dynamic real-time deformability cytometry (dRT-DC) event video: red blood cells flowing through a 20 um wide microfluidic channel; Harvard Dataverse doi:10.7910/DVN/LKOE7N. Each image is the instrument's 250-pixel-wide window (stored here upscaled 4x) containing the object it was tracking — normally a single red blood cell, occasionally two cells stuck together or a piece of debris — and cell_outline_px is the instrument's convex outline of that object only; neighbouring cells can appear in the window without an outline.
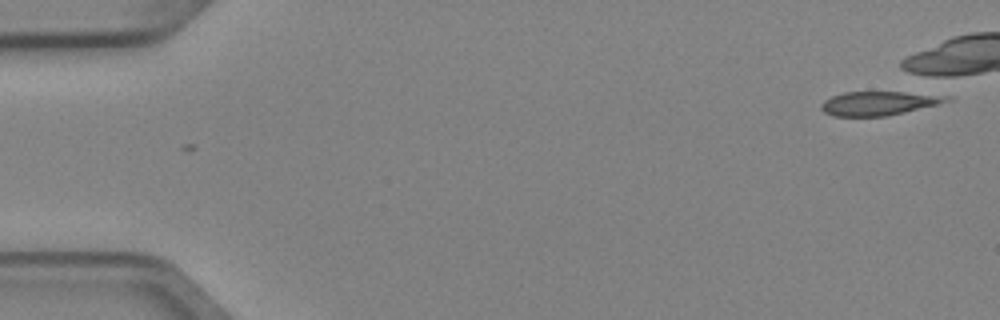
{"species": "Egyptian fruit bat (a non-hibernating species)", "species_latin": "Rousettus aegyptiacus", "temperature_condition": "cold", "stored_images_in_passage": 1, "camera_frame_rate_fps": 3000, "um_per_image_px": 0.085, "animal": {"sex": "female"}, "frame": {"image": 1, "passage_image": 1, "time_ms": 0.0, "image_size_px": [1000, 320], "cell_outline_px": [[952, 100], [888, 116], [832, 116], [824, 112], [820, 108], [820, 104], [824, 100], [832, 96], [844, 92], [904, 92], [952, 96]], "centroid_in_image_um": [74.65, 8.78], "position_along_channel_um": 10.3, "area_um2": 17.4}}